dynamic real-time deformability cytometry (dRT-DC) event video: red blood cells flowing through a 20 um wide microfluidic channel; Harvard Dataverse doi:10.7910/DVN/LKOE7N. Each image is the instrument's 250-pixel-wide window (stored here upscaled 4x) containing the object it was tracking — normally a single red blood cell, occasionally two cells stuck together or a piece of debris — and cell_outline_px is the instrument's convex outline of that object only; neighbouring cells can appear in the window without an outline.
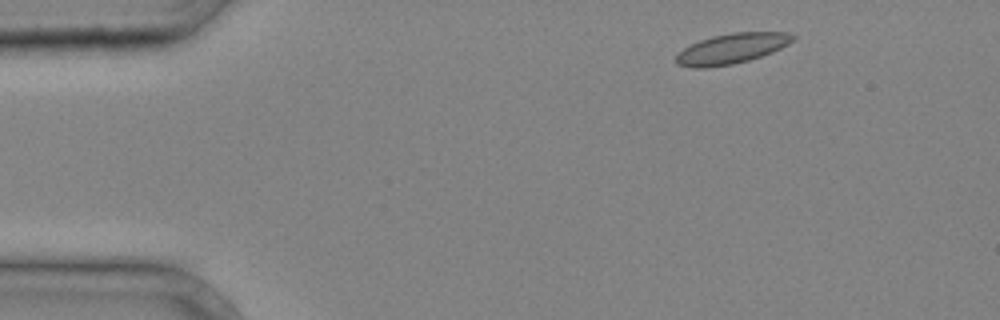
{"species": "common noctule bat (a hibernating species)", "species_latin": "Nyctalus noctula", "temperature_condition": "cold", "stored_images_in_passage": 32, "camera_frame_rate_fps": 3000, "um_per_image_px": 0.085, "animal": {"sex": "male", "body_mass_g": 20.4}, "frame": {"image": 1, "passage_image": 3, "time_ms": 0.667, "image_size_px": [1000, 320], "cell_outline_px": [[796, 40], [772, 52], [748, 60], [732, 64], [708, 68], [692, 68], [676, 64], [676, 56], [684, 48], [700, 40], [712, 36], [732, 32], [788, 32], [796, 36]], "centroid_in_image_um": [62.21, 4.13], "position_along_channel_um": 22.8, "area_um2": 20.58}}
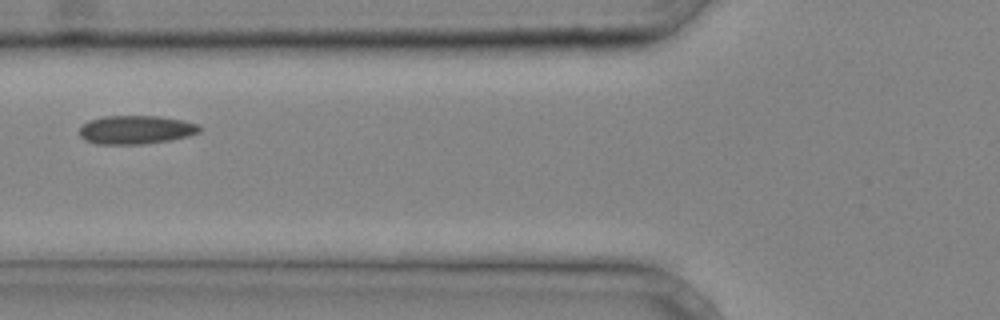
{"frame": {"image": 2, "passage_image": 13, "time_ms": 4.0, "image_size_px": [1000, 320], "cell_outline_px": [[204, 128], [200, 132], [188, 136], [172, 140], [144, 144], [96, 144], [84, 140], [80, 136], [80, 128], [88, 120], [104, 116], [160, 116], [184, 120], [196, 124]], "centroid_in_image_um": [11.58, 11.03], "position_along_channel_um": 114.2, "area_um2": 20.23}}
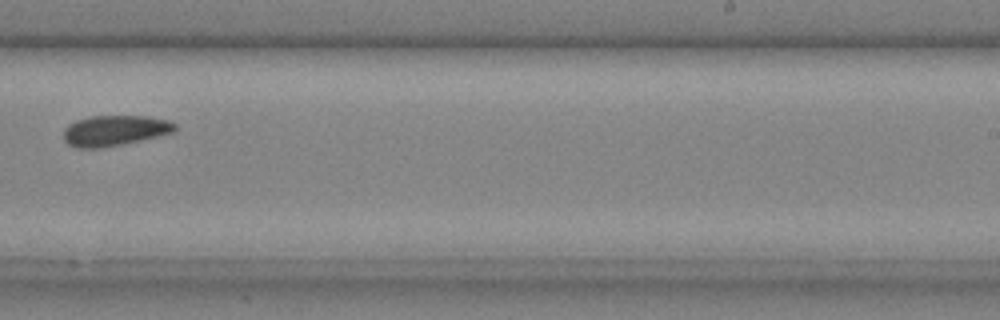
{"frame": {"image": 3, "passage_image": 23, "time_ms": 7.333, "image_size_px": [1000, 320], "cell_outline_px": [[176, 132], [124, 144], [100, 148], [76, 148], [68, 144], [64, 140], [64, 128], [68, 124], [76, 120], [88, 116], [148, 116], [168, 120], [176, 124]], "centroid_in_image_um": [9.75, 11.1], "position_along_channel_um": 279.3, "area_um2": 20.06}}